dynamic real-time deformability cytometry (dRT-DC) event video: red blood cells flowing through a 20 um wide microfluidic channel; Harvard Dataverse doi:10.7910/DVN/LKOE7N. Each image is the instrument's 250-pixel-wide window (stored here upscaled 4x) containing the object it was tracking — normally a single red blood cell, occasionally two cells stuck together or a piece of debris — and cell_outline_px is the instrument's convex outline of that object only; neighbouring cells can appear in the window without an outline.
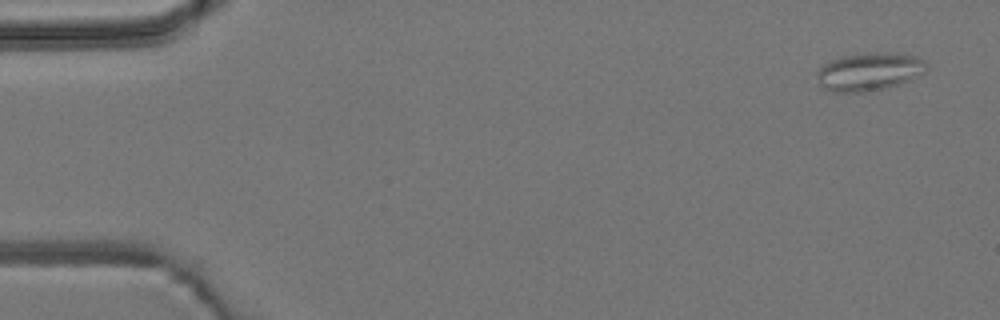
{"species": "common noctule bat (a hibernating species)", "species_latin": "Nyctalus noctula", "temperature_condition": "room temperature", "stored_images_in_passage": 4, "camera_frame_rate_fps": 3000, "um_per_image_px": 0.085, "animal": {"sex": "male", "body_mass_g": 19.2, "forearm_length_mm": 51.8}, "frame": {"image": 1, "passage_image": 4, "time_ms": 3.667, "image_size_px": [1000, 320], "cell_outline_px": [[924, 72], [912, 80], [888, 88], [864, 92], [832, 92], [824, 88], [820, 84], [816, 76], [816, 72], [828, 60], [840, 56], [868, 52], [888, 52], [916, 56], [924, 60]], "centroid_in_image_um": [73.85, 6.09], "position_along_channel_um": 11.2, "area_um2": 24.57}}